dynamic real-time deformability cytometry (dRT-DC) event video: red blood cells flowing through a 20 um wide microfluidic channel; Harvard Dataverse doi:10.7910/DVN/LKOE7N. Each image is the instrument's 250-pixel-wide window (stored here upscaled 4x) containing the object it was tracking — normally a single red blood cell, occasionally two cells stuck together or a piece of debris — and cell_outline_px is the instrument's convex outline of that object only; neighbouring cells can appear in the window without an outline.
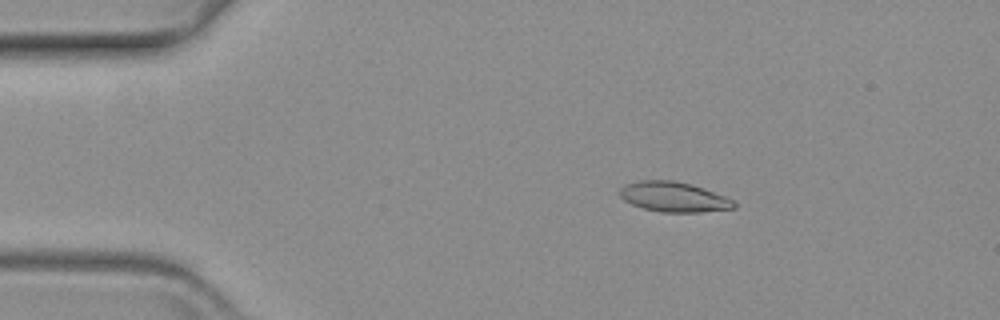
{"species": "common noctule bat (a hibernating species)", "species_latin": "Nyctalus noctula", "temperature_condition": "warm", "stored_images_in_passage": 27, "camera_frame_rate_fps": 3000, "um_per_image_px": 0.085, "animal": {"sex": "female", "body_mass_g": 19.3, "forearm_length_mm": 54.1}, "frame": {"image": 1, "passage_image": 10, "time_ms": 3.0, "image_size_px": [1000, 320], "cell_outline_px": [[736, 208], [700, 212], [660, 212], [644, 208], [632, 204], [624, 200], [620, 196], [620, 188], [624, 184], [640, 180], [672, 180], [692, 184], [704, 188], [736, 200]], "centroid_in_image_um": [57.29, 16.73], "position_along_channel_um": 27.7, "area_um2": 20.11}}